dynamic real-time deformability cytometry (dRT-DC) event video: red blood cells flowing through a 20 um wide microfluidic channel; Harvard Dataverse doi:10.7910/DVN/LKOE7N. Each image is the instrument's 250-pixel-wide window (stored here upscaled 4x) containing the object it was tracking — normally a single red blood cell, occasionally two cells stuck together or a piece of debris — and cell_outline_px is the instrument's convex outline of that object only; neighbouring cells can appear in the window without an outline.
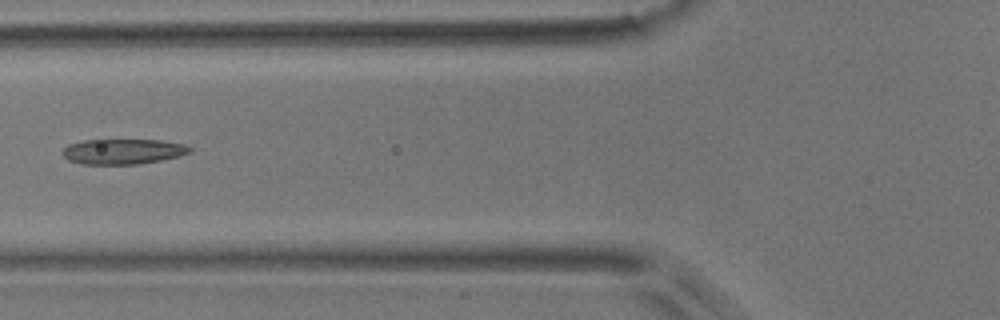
{"species": "common noctule bat (a hibernating species)", "species_latin": "Nyctalus noctula", "temperature_condition": "room temperature", "stored_images_in_passage": 5, "camera_frame_rate_fps": 3000, "um_per_image_px": 0.085, "animal": {"sex": "male", "body_mass_g": 17.9}, "frame": {"image": 1, "passage_image": 5, "time_ms": 5.0, "image_size_px": [1000, 320], "cell_outline_px": [[192, 152], [180, 156], [140, 164], [80, 164], [68, 160], [60, 152], [68, 144], [84, 140], [160, 140], [184, 144], [192, 148]], "centroid_in_image_um": [10.44, 12.88], "position_along_channel_um": 115.4, "area_um2": 18.84}}